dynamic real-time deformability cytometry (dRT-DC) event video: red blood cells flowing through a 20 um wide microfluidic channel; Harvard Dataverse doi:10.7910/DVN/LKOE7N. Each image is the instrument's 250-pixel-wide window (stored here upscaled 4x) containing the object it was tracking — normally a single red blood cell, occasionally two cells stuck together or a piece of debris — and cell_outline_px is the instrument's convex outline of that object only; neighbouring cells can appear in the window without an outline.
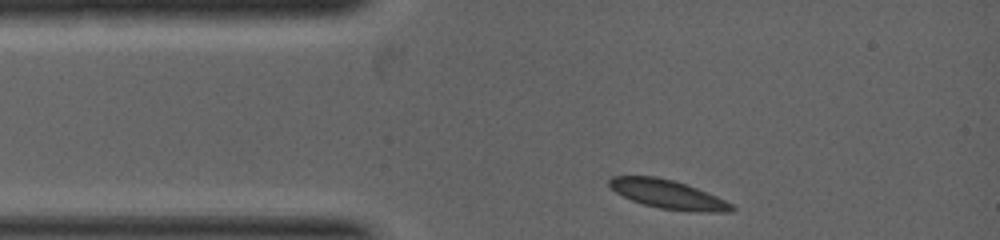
{"species": "common noctule bat (a hibernating species)", "species_latin": "Nyctalus noctula", "temperature_condition": "warm", "stored_images_in_passage": 4, "camera_frame_rate_fps": 5000, "um_per_image_px": 0.085, "animal": {"sex": "female", "body_mass_g": 19.0, "forearm_length_mm": 53.3}, "frame": {"image": 1, "passage_image": 1, "time_ms": 0.0, "image_size_px": [1000, 240], "cell_outline_px": [[736, 208], [732, 212], [700, 212], [660, 208], [644, 204], [632, 200], [616, 192], [608, 184], [608, 180], [612, 176], [656, 176], [672, 180], [696, 188], [716, 196], [732, 204]], "centroid_in_image_um": [56.78, 16.52], "position_along_channel_um": 28.2, "area_um2": 20.23}}
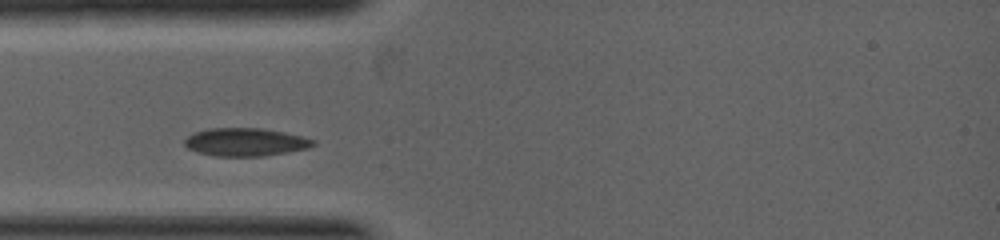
{"frame": {"image": 2, "passage_image": 3, "time_ms": 0.8, "image_size_px": [1000, 240], "cell_outline_px": [[316, 144], [308, 148], [288, 152], [264, 156], [216, 156], [196, 152], [188, 148], [184, 144], [184, 140], [192, 132], [208, 128], [260, 128], [284, 132], [316, 140]], "centroid_in_image_um": [20.84, 12.07], "position_along_channel_um": 64.2, "area_um2": 21.1}}